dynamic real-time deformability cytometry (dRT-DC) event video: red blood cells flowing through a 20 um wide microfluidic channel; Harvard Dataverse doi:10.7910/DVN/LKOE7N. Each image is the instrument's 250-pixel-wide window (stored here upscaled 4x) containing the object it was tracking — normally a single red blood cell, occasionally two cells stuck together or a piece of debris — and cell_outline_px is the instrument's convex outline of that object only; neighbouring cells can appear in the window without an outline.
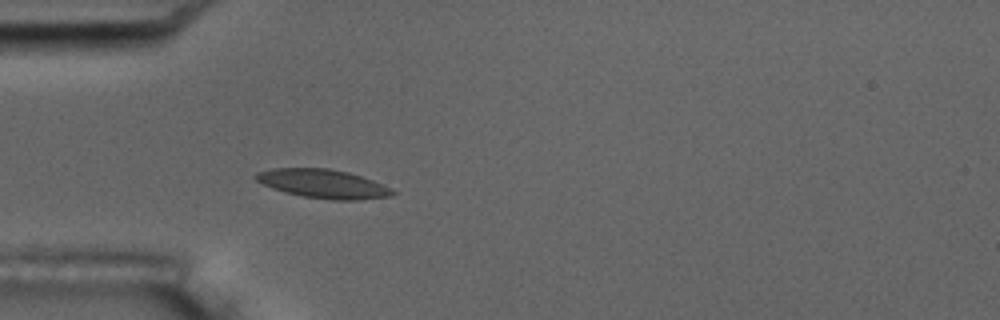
{"species": "common noctule bat (a hibernating species)", "species_latin": "Nyctalus noctula", "temperature_condition": "room temperature", "stored_images_in_passage": 5, "camera_frame_rate_fps": 3000, "um_per_image_px": 0.085, "animal": {"sex": "male", "body_mass_g": 17.5, "forearm_length_mm": 52.3}, "frame": {"image": 1, "passage_image": 5, "time_ms": 4.667, "image_size_px": [1000, 320], "cell_outline_px": [[396, 192], [392, 196], [360, 200], [332, 200], [304, 196], [284, 192], [272, 188], [256, 180], [252, 176], [256, 172], [272, 168], [328, 168], [348, 172], [384, 184]], "centroid_in_image_um": [27.46, 15.62], "position_along_channel_um": 57.5, "area_um2": 23.0}}